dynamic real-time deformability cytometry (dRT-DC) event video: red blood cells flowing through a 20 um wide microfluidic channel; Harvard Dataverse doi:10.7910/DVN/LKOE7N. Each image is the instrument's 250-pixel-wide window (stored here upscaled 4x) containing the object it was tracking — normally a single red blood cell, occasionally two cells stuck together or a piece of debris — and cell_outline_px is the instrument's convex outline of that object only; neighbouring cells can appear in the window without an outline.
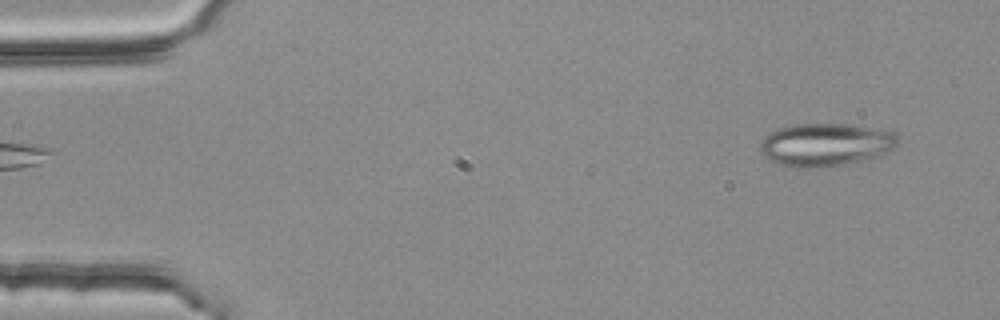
{"species": "common noctule bat (a hibernating species)", "species_latin": "Nyctalus noctula", "temperature_condition": "room temperature", "stored_images_in_passage": 4, "segment_of_instrument_passage": [2, 2], "camera_frame_rate_fps": 3000, "um_per_image_px": 0.085, "animal": {"sex": "female", "body_mass_g": 25.1}, "frame": {"image": 1, "passage_image": 4, "time_ms": 1.0, "image_size_px": [1000, 320], "cell_outline_px": [[896, 148], [880, 156], [844, 164], [816, 168], [796, 168], [776, 164], [768, 160], [760, 152], [760, 140], [768, 132], [776, 128], [796, 124], [848, 124], [876, 128], [892, 132], [896, 136]], "centroid_in_image_um": [70.11, 12.3], "position_along_channel_um": 14.9, "area_um2": 34.85}}